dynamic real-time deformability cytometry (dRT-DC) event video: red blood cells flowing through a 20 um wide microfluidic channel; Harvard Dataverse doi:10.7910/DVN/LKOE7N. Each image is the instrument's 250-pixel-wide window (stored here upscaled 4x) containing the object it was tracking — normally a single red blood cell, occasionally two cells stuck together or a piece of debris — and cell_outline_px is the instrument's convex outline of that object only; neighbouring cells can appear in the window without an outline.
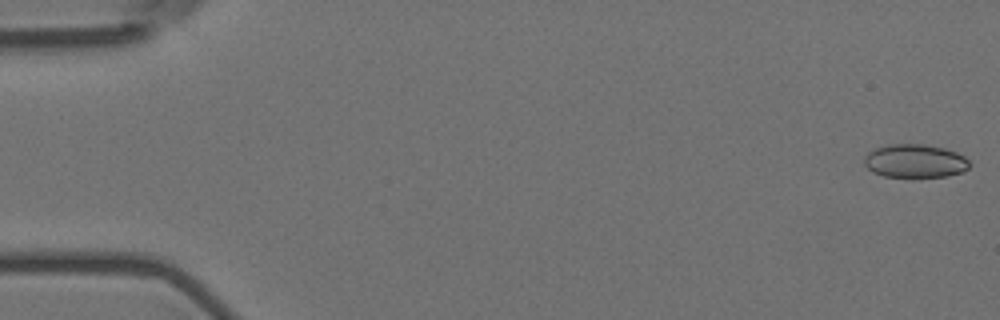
{"species": "Egyptian fruit bat (a non-hibernating species)", "species_latin": "Rousettus aegyptiacus", "temperature_condition": "room temperature", "stored_images_in_passage": 57, "camera_frame_rate_fps": 3000, "um_per_image_px": 0.085, "animal": {"sex": "female"}, "frame": {"image": 1, "passage_image": 1, "time_ms": 0.0, "image_size_px": [1000, 320], "cell_outline_px": [[968, 168], [964, 172], [948, 176], [912, 180], [884, 176], [872, 172], [864, 164], [864, 156], [868, 152], [876, 148], [888, 144], [924, 144], [944, 148], [956, 152], [964, 156], [968, 160]], "centroid_in_image_um": [77.76, 13.73], "position_along_channel_um": 7.2, "area_um2": 21.33}}
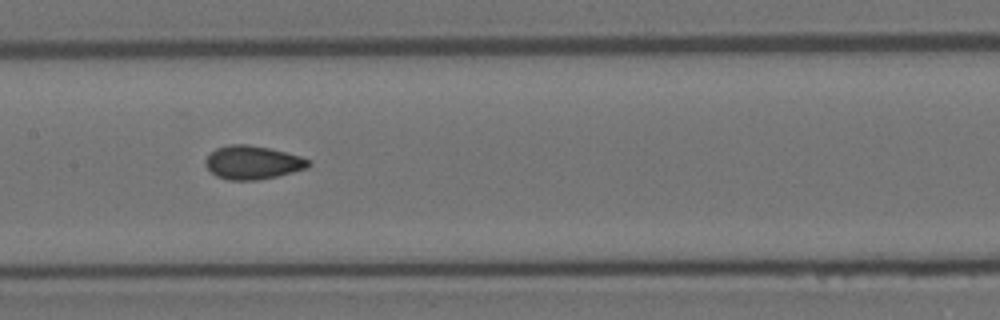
{"frame": {"image": 2, "passage_image": 28, "time_ms": 9.0, "image_size_px": [1000, 320], "cell_outline_px": [[312, 164], [308, 168], [276, 176], [256, 180], [228, 180], [216, 176], [204, 164], [204, 160], [216, 148], [228, 144], [248, 144], [272, 148], [300, 156], [312, 160]], "centroid_in_image_um": [21.5, 13.8], "position_along_channel_um": 185.9, "area_um2": 20.29}}
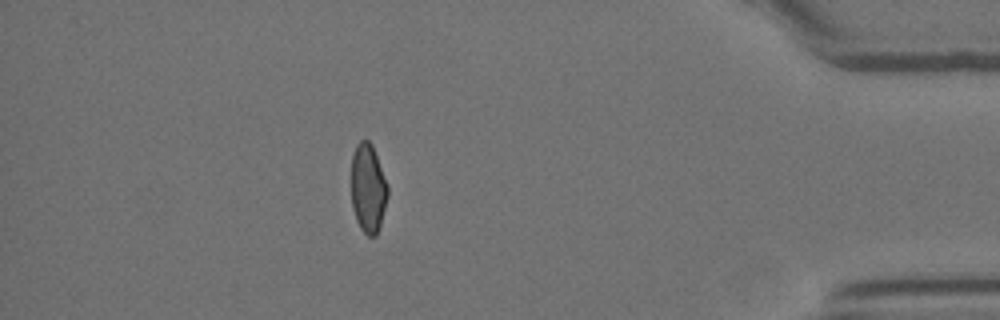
{"frame": {"image": 3, "passage_image": 50, "time_ms": 16.333, "image_size_px": [1000, 320], "cell_outline_px": [[388, 196], [380, 224], [376, 236], [368, 236], [360, 228], [356, 220], [352, 208], [352, 156], [356, 144], [360, 140], [368, 140], [372, 144], [388, 184]], "centroid_in_image_um": [31.29, 15.99], "position_along_channel_um": 403.9, "area_um2": 18.9}, "authors_computed_cell_mechanics": {"area_um2": 19.8832, "velocity_mm_per_s": 3.5967, "shape_relaxation_time_tau1_ms": null, "shape_relaxation_time_tau2_ms": 1.3918, "deformation_change_tau1": null, "deformation_change_tau2": 0.0635}}